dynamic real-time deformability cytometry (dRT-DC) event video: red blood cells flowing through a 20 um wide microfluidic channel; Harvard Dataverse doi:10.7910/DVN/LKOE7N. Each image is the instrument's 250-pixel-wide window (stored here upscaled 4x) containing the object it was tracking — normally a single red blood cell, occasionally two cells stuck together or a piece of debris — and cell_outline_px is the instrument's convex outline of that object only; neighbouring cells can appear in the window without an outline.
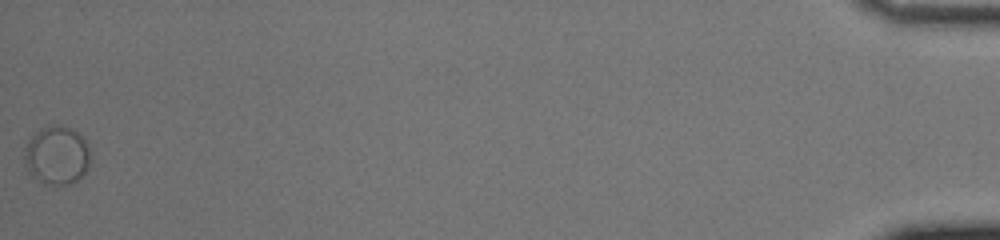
{"species": "human", "species_latin": "Homo sapiens", "temperature_condition": "cold", "stored_images_in_passage": 77, "camera_frame_rate_fps": 3000, "um_per_image_px": 0.085, "donor": {"sex": "female"}, "frame": {"image": 1, "passage_image": 77, "time_ms": 25.333, "image_size_px": [1000, 240], "cell_outline_px": [[88, 168], [76, 180], [68, 184], [56, 188], [40, 184], [28, 172], [24, 164], [24, 148], [28, 140], [40, 128], [48, 124], [56, 124], [68, 128], [84, 136], [88, 144]], "centroid_in_image_um": [4.78, 13.24], "position_along_channel_um": 430.4, "area_um2": 23.06}}